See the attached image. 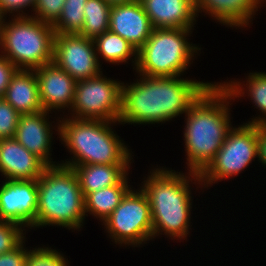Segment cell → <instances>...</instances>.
Listing matches in <instances>:
<instances>
[{
	"instance_id": "cell-16",
	"label": "cell",
	"mask_w": 266,
	"mask_h": 266,
	"mask_svg": "<svg viewBox=\"0 0 266 266\" xmlns=\"http://www.w3.org/2000/svg\"><path fill=\"white\" fill-rule=\"evenodd\" d=\"M47 165L14 138L0 140V173L9 180H36Z\"/></svg>"
},
{
	"instance_id": "cell-14",
	"label": "cell",
	"mask_w": 266,
	"mask_h": 266,
	"mask_svg": "<svg viewBox=\"0 0 266 266\" xmlns=\"http://www.w3.org/2000/svg\"><path fill=\"white\" fill-rule=\"evenodd\" d=\"M109 30L132 44L138 51L148 40L153 27L140 1L113 4Z\"/></svg>"
},
{
	"instance_id": "cell-31",
	"label": "cell",
	"mask_w": 266,
	"mask_h": 266,
	"mask_svg": "<svg viewBox=\"0 0 266 266\" xmlns=\"http://www.w3.org/2000/svg\"><path fill=\"white\" fill-rule=\"evenodd\" d=\"M23 243L25 240L14 250L0 254V266H26L29 249Z\"/></svg>"
},
{
	"instance_id": "cell-2",
	"label": "cell",
	"mask_w": 266,
	"mask_h": 266,
	"mask_svg": "<svg viewBox=\"0 0 266 266\" xmlns=\"http://www.w3.org/2000/svg\"><path fill=\"white\" fill-rule=\"evenodd\" d=\"M234 101L220 82L211 84L185 114L184 143L189 171L200 173L222 147L231 125Z\"/></svg>"
},
{
	"instance_id": "cell-32",
	"label": "cell",
	"mask_w": 266,
	"mask_h": 266,
	"mask_svg": "<svg viewBox=\"0 0 266 266\" xmlns=\"http://www.w3.org/2000/svg\"><path fill=\"white\" fill-rule=\"evenodd\" d=\"M17 67L0 54V97H3L10 79L17 71Z\"/></svg>"
},
{
	"instance_id": "cell-20",
	"label": "cell",
	"mask_w": 266,
	"mask_h": 266,
	"mask_svg": "<svg viewBox=\"0 0 266 266\" xmlns=\"http://www.w3.org/2000/svg\"><path fill=\"white\" fill-rule=\"evenodd\" d=\"M131 164H88L67 166L74 170L84 197L88 193L117 185L128 173Z\"/></svg>"
},
{
	"instance_id": "cell-7",
	"label": "cell",
	"mask_w": 266,
	"mask_h": 266,
	"mask_svg": "<svg viewBox=\"0 0 266 266\" xmlns=\"http://www.w3.org/2000/svg\"><path fill=\"white\" fill-rule=\"evenodd\" d=\"M191 30L153 28L146 43L137 51V65L133 69L139 75L148 77L183 75L201 50L188 42Z\"/></svg>"
},
{
	"instance_id": "cell-18",
	"label": "cell",
	"mask_w": 266,
	"mask_h": 266,
	"mask_svg": "<svg viewBox=\"0 0 266 266\" xmlns=\"http://www.w3.org/2000/svg\"><path fill=\"white\" fill-rule=\"evenodd\" d=\"M196 14L205 12L223 25L245 28L262 6L259 0H195ZM252 19V20H251Z\"/></svg>"
},
{
	"instance_id": "cell-33",
	"label": "cell",
	"mask_w": 266,
	"mask_h": 266,
	"mask_svg": "<svg viewBox=\"0 0 266 266\" xmlns=\"http://www.w3.org/2000/svg\"><path fill=\"white\" fill-rule=\"evenodd\" d=\"M258 160L266 165V124L258 125ZM266 167V166H265Z\"/></svg>"
},
{
	"instance_id": "cell-24",
	"label": "cell",
	"mask_w": 266,
	"mask_h": 266,
	"mask_svg": "<svg viewBox=\"0 0 266 266\" xmlns=\"http://www.w3.org/2000/svg\"><path fill=\"white\" fill-rule=\"evenodd\" d=\"M111 6L105 0H88L84 6V23L79 35L94 39L108 31Z\"/></svg>"
},
{
	"instance_id": "cell-30",
	"label": "cell",
	"mask_w": 266,
	"mask_h": 266,
	"mask_svg": "<svg viewBox=\"0 0 266 266\" xmlns=\"http://www.w3.org/2000/svg\"><path fill=\"white\" fill-rule=\"evenodd\" d=\"M35 2L36 0H0V14L5 19V15L7 16V13H11V15L13 14V17H30L31 15L24 13L23 10L26 7H32L31 9L33 10Z\"/></svg>"
},
{
	"instance_id": "cell-34",
	"label": "cell",
	"mask_w": 266,
	"mask_h": 266,
	"mask_svg": "<svg viewBox=\"0 0 266 266\" xmlns=\"http://www.w3.org/2000/svg\"><path fill=\"white\" fill-rule=\"evenodd\" d=\"M105 1L113 5V4L123 3V2H133V1H139V0H105Z\"/></svg>"
},
{
	"instance_id": "cell-4",
	"label": "cell",
	"mask_w": 266,
	"mask_h": 266,
	"mask_svg": "<svg viewBox=\"0 0 266 266\" xmlns=\"http://www.w3.org/2000/svg\"><path fill=\"white\" fill-rule=\"evenodd\" d=\"M63 118V119H62ZM117 122L75 119L69 116L58 119L57 132L72 159L61 162L64 166L88 164H131L133 159L124 140L114 133L111 125Z\"/></svg>"
},
{
	"instance_id": "cell-36",
	"label": "cell",
	"mask_w": 266,
	"mask_h": 266,
	"mask_svg": "<svg viewBox=\"0 0 266 266\" xmlns=\"http://www.w3.org/2000/svg\"><path fill=\"white\" fill-rule=\"evenodd\" d=\"M259 2H260V3H263V2H266V0H265V1H264V0H259Z\"/></svg>"
},
{
	"instance_id": "cell-5",
	"label": "cell",
	"mask_w": 266,
	"mask_h": 266,
	"mask_svg": "<svg viewBox=\"0 0 266 266\" xmlns=\"http://www.w3.org/2000/svg\"><path fill=\"white\" fill-rule=\"evenodd\" d=\"M85 216L88 214L84 195L74 170L61 164L47 166L38 178V207L33 228L54 225L79 231Z\"/></svg>"
},
{
	"instance_id": "cell-6",
	"label": "cell",
	"mask_w": 266,
	"mask_h": 266,
	"mask_svg": "<svg viewBox=\"0 0 266 266\" xmlns=\"http://www.w3.org/2000/svg\"><path fill=\"white\" fill-rule=\"evenodd\" d=\"M3 19L0 29L1 55L18 70H35L53 62L55 31L52 24L33 17Z\"/></svg>"
},
{
	"instance_id": "cell-13",
	"label": "cell",
	"mask_w": 266,
	"mask_h": 266,
	"mask_svg": "<svg viewBox=\"0 0 266 266\" xmlns=\"http://www.w3.org/2000/svg\"><path fill=\"white\" fill-rule=\"evenodd\" d=\"M35 74L43 110L50 111V113L55 109L59 111V109L68 108L70 110L77 81L54 62L35 69Z\"/></svg>"
},
{
	"instance_id": "cell-12",
	"label": "cell",
	"mask_w": 266,
	"mask_h": 266,
	"mask_svg": "<svg viewBox=\"0 0 266 266\" xmlns=\"http://www.w3.org/2000/svg\"><path fill=\"white\" fill-rule=\"evenodd\" d=\"M38 179L9 180L0 186V220L31 229L36 222Z\"/></svg>"
},
{
	"instance_id": "cell-25",
	"label": "cell",
	"mask_w": 266,
	"mask_h": 266,
	"mask_svg": "<svg viewBox=\"0 0 266 266\" xmlns=\"http://www.w3.org/2000/svg\"><path fill=\"white\" fill-rule=\"evenodd\" d=\"M88 0H65L62 13L52 25L55 34H79L84 23V6Z\"/></svg>"
},
{
	"instance_id": "cell-9",
	"label": "cell",
	"mask_w": 266,
	"mask_h": 266,
	"mask_svg": "<svg viewBox=\"0 0 266 266\" xmlns=\"http://www.w3.org/2000/svg\"><path fill=\"white\" fill-rule=\"evenodd\" d=\"M103 225L112 241L120 246L138 247L152 240L151 208L141 188H131Z\"/></svg>"
},
{
	"instance_id": "cell-28",
	"label": "cell",
	"mask_w": 266,
	"mask_h": 266,
	"mask_svg": "<svg viewBox=\"0 0 266 266\" xmlns=\"http://www.w3.org/2000/svg\"><path fill=\"white\" fill-rule=\"evenodd\" d=\"M20 114L3 97H0V140L12 139Z\"/></svg>"
},
{
	"instance_id": "cell-10",
	"label": "cell",
	"mask_w": 266,
	"mask_h": 266,
	"mask_svg": "<svg viewBox=\"0 0 266 266\" xmlns=\"http://www.w3.org/2000/svg\"><path fill=\"white\" fill-rule=\"evenodd\" d=\"M122 84L103 73L77 81L71 117L118 122L121 113ZM76 115V116H75Z\"/></svg>"
},
{
	"instance_id": "cell-27",
	"label": "cell",
	"mask_w": 266,
	"mask_h": 266,
	"mask_svg": "<svg viewBox=\"0 0 266 266\" xmlns=\"http://www.w3.org/2000/svg\"><path fill=\"white\" fill-rule=\"evenodd\" d=\"M26 266H68V263L63 253L41 246L28 251Z\"/></svg>"
},
{
	"instance_id": "cell-8",
	"label": "cell",
	"mask_w": 266,
	"mask_h": 266,
	"mask_svg": "<svg viewBox=\"0 0 266 266\" xmlns=\"http://www.w3.org/2000/svg\"><path fill=\"white\" fill-rule=\"evenodd\" d=\"M256 157L258 158V125L246 122L233 127L215 157L199 173L202 186L208 188L213 183L238 175Z\"/></svg>"
},
{
	"instance_id": "cell-11",
	"label": "cell",
	"mask_w": 266,
	"mask_h": 266,
	"mask_svg": "<svg viewBox=\"0 0 266 266\" xmlns=\"http://www.w3.org/2000/svg\"><path fill=\"white\" fill-rule=\"evenodd\" d=\"M93 39L79 34H55L53 62L74 80L94 78L102 73Z\"/></svg>"
},
{
	"instance_id": "cell-26",
	"label": "cell",
	"mask_w": 266,
	"mask_h": 266,
	"mask_svg": "<svg viewBox=\"0 0 266 266\" xmlns=\"http://www.w3.org/2000/svg\"><path fill=\"white\" fill-rule=\"evenodd\" d=\"M25 234L26 229L20 224L0 220V254L17 248L26 239Z\"/></svg>"
},
{
	"instance_id": "cell-3",
	"label": "cell",
	"mask_w": 266,
	"mask_h": 266,
	"mask_svg": "<svg viewBox=\"0 0 266 266\" xmlns=\"http://www.w3.org/2000/svg\"><path fill=\"white\" fill-rule=\"evenodd\" d=\"M151 171L140 188L151 208L152 239L163 232L173 240L186 239L190 233L193 201L189 185L193 180L195 182L192 183L202 185L199 174L188 171V175H185L163 167Z\"/></svg>"
},
{
	"instance_id": "cell-21",
	"label": "cell",
	"mask_w": 266,
	"mask_h": 266,
	"mask_svg": "<svg viewBox=\"0 0 266 266\" xmlns=\"http://www.w3.org/2000/svg\"><path fill=\"white\" fill-rule=\"evenodd\" d=\"M128 174L117 184L88 193L84 197L85 213L104 222L121 203L125 194L131 189Z\"/></svg>"
},
{
	"instance_id": "cell-23",
	"label": "cell",
	"mask_w": 266,
	"mask_h": 266,
	"mask_svg": "<svg viewBox=\"0 0 266 266\" xmlns=\"http://www.w3.org/2000/svg\"><path fill=\"white\" fill-rule=\"evenodd\" d=\"M93 41L97 56L100 55L106 62L112 64L127 63L128 59L135 56L134 59H132V63L136 67V48L118 34L108 30L96 36Z\"/></svg>"
},
{
	"instance_id": "cell-35",
	"label": "cell",
	"mask_w": 266,
	"mask_h": 266,
	"mask_svg": "<svg viewBox=\"0 0 266 266\" xmlns=\"http://www.w3.org/2000/svg\"><path fill=\"white\" fill-rule=\"evenodd\" d=\"M3 19H4V17L0 14V29H1V26H2Z\"/></svg>"
},
{
	"instance_id": "cell-19",
	"label": "cell",
	"mask_w": 266,
	"mask_h": 266,
	"mask_svg": "<svg viewBox=\"0 0 266 266\" xmlns=\"http://www.w3.org/2000/svg\"><path fill=\"white\" fill-rule=\"evenodd\" d=\"M3 98L19 114L43 111L35 70H17L10 79Z\"/></svg>"
},
{
	"instance_id": "cell-17",
	"label": "cell",
	"mask_w": 266,
	"mask_h": 266,
	"mask_svg": "<svg viewBox=\"0 0 266 266\" xmlns=\"http://www.w3.org/2000/svg\"><path fill=\"white\" fill-rule=\"evenodd\" d=\"M153 28L193 29L195 0H139Z\"/></svg>"
},
{
	"instance_id": "cell-29",
	"label": "cell",
	"mask_w": 266,
	"mask_h": 266,
	"mask_svg": "<svg viewBox=\"0 0 266 266\" xmlns=\"http://www.w3.org/2000/svg\"><path fill=\"white\" fill-rule=\"evenodd\" d=\"M65 0H36L31 17L45 22L54 24L62 13Z\"/></svg>"
},
{
	"instance_id": "cell-22",
	"label": "cell",
	"mask_w": 266,
	"mask_h": 266,
	"mask_svg": "<svg viewBox=\"0 0 266 266\" xmlns=\"http://www.w3.org/2000/svg\"><path fill=\"white\" fill-rule=\"evenodd\" d=\"M246 85L240 83V81H229L223 82L221 85L235 98L244 97L248 94L250 100H252L255 108L259 109L263 115L251 118L247 124H266V73L265 72H254L250 73L246 78ZM246 86V89L244 87ZM248 89V90H247ZM247 93H246V92ZM246 93V94H245Z\"/></svg>"
},
{
	"instance_id": "cell-1",
	"label": "cell",
	"mask_w": 266,
	"mask_h": 266,
	"mask_svg": "<svg viewBox=\"0 0 266 266\" xmlns=\"http://www.w3.org/2000/svg\"><path fill=\"white\" fill-rule=\"evenodd\" d=\"M122 84L121 113L117 124L165 123L183 113L213 83L181 76L148 77Z\"/></svg>"
},
{
	"instance_id": "cell-15",
	"label": "cell",
	"mask_w": 266,
	"mask_h": 266,
	"mask_svg": "<svg viewBox=\"0 0 266 266\" xmlns=\"http://www.w3.org/2000/svg\"><path fill=\"white\" fill-rule=\"evenodd\" d=\"M48 119L49 112L45 110L34 114H20L14 139L47 166H55L59 162H53L50 157L54 127L52 128V122L50 123Z\"/></svg>"
}]
</instances>
